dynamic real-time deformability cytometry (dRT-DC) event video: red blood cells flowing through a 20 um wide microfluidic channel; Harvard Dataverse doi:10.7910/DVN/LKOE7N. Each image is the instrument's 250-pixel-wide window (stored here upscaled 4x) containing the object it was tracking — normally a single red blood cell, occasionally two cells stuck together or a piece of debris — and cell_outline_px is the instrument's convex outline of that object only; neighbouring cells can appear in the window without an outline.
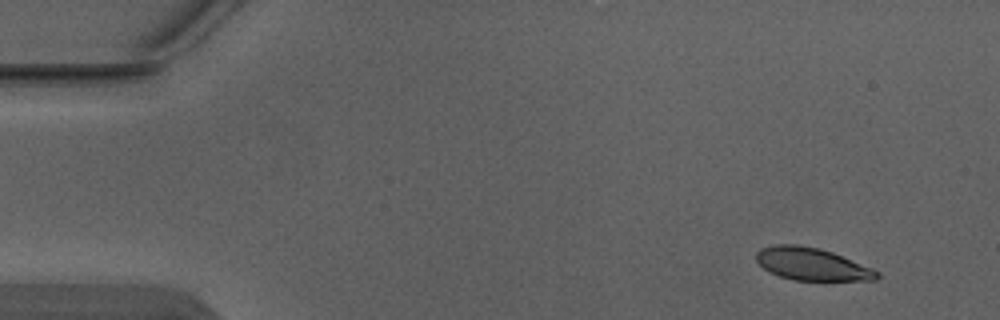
{"species": "Egyptian fruit bat (a non-hibernating species)", "species_latin": "Rousettus aegyptiacus", "temperature_condition": "warm", "stored_images_in_passage": 4, "camera_frame_rate_fps": 3000, "um_per_image_px": 0.085, "animal": {"sex": "male"}, "frame": {"image": 1, "passage_image": 1, "time_ms": 0.0, "image_size_px": [1000, 320], "cell_outline_px": [[880, 276], [876, 280], [792, 280], [780, 276], [764, 268], [756, 260], [756, 252], [760, 248], [776, 244], [796, 244], [820, 248], [832, 252], [872, 268], [880, 272]], "centroid_in_image_um": [69.01, 22.44], "position_along_channel_um": 16.0, "area_um2": 22.77}}
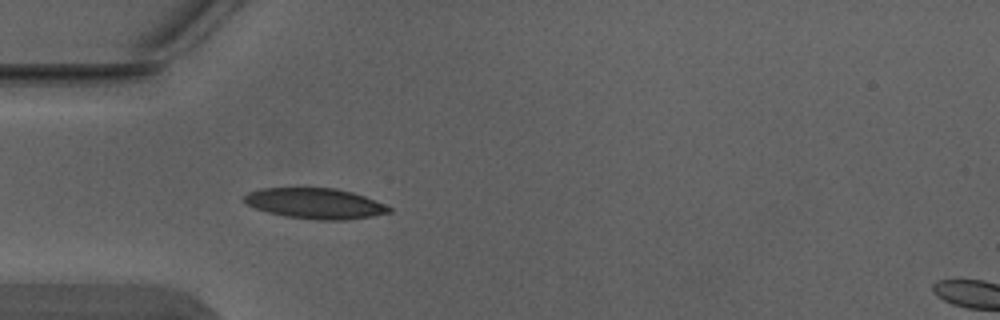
{"frame": {"image": 2, "passage_image": 4, "time_ms": 1.0, "image_size_px": [1000, 320], "cell_outline_px": [[392, 212], [372, 216], [348, 220], [320, 220], [284, 216], [268, 212], [256, 208], [248, 204], [244, 200], [244, 196], [248, 192], [260, 188], [336, 188], [352, 192], [364, 196], [384, 204], [392, 208]], "centroid_in_image_um": [26.81, 17.29], "position_along_channel_um": 58.2, "area_um2": 25.72}}